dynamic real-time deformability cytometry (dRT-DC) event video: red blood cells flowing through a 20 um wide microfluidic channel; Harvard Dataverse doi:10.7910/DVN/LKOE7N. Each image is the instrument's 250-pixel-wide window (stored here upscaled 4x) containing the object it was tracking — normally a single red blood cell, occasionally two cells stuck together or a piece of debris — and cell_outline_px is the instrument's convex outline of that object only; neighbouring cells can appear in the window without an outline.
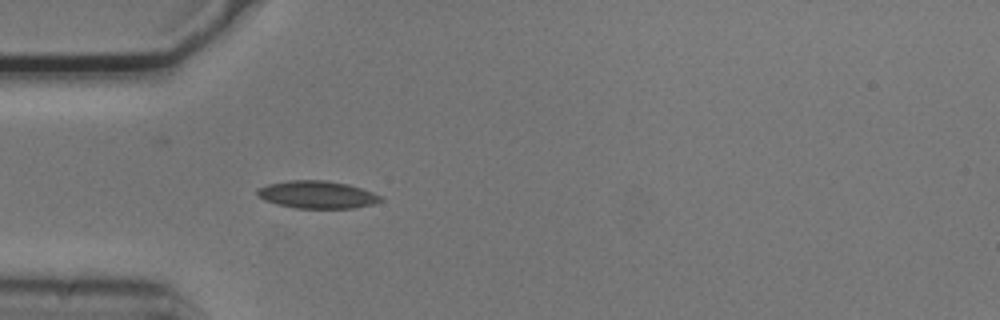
{"species": "common noctule bat (a hibernating species)", "species_latin": "Nyctalus noctula", "temperature_condition": "cold", "stored_images_in_passage": 6, "camera_frame_rate_fps": 3000, "um_per_image_px": 0.085, "animal": {"sex": "male", "body_mass_g": 20.5, "forearm_length_mm": 52.5}, "frame": {"image": 1, "passage_image": 1, "time_ms": 0.0, "image_size_px": [1000, 320], "cell_outline_px": [[384, 200], [372, 204], [352, 208], [296, 208], [276, 204], [264, 200], [256, 192], [256, 188], [268, 184], [288, 180], [324, 180], [348, 184], [384, 196]], "centroid_in_image_um": [26.96, 16.54], "position_along_channel_um": 58.0, "area_um2": 19.83}}
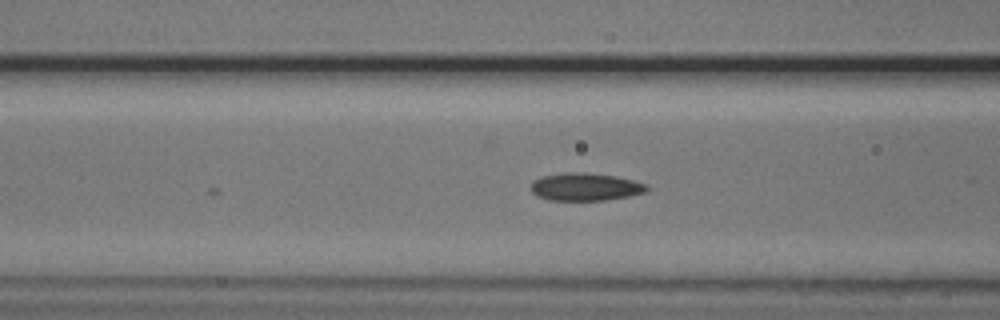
{"frame": {"image": 2, "passage_image": 6, "time_ms": 1.667, "image_size_px": [1000, 320], "cell_outline_px": [[652, 188], [648, 192], [628, 196], [604, 200], [548, 200], [536, 196], [528, 188], [532, 180], [540, 176], [564, 172], [584, 172], [616, 176], [648, 184]], "centroid_in_image_um": [49.73, 15.87], "position_along_channel_um": 116.9, "area_um2": 19.19}}